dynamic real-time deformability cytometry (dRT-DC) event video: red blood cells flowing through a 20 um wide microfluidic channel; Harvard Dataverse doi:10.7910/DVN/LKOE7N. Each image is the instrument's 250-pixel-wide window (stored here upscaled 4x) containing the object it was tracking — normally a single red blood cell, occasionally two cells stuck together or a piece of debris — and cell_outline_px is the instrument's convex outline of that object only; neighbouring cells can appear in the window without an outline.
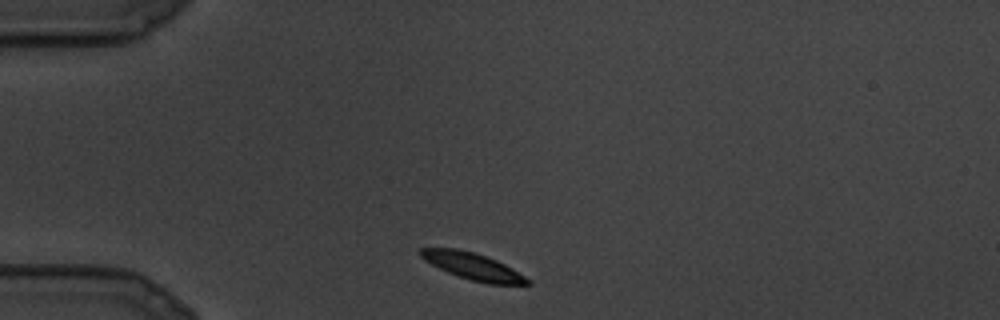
{"species": "common noctule bat (a hibernating species)", "species_latin": "Nyctalus noctula", "temperature_condition": "cold", "stored_images_in_passage": 4, "camera_frame_rate_fps": 3000, "um_per_image_px": 0.085, "animal": {"sex": "male", "body_mass_g": 19.5, "forearm_length_mm": 54.6}, "frame": {"image": 1, "passage_image": 1, "time_ms": 0.0, "image_size_px": [1000, 320], "cell_outline_px": [[532, 284], [488, 284], [472, 280], [448, 272], [424, 260], [416, 252], [420, 248], [460, 248], [476, 252], [496, 260], [512, 268], [532, 280]], "centroid_in_image_um": [40.19, 22.61], "position_along_channel_um": 44.8, "area_um2": 16.76}}
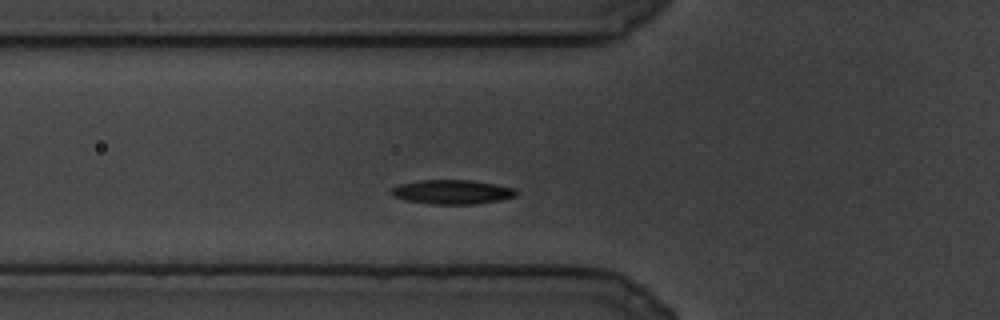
{"frame": {"image": 2, "passage_image": 4, "time_ms": 1.0, "image_size_px": [1000, 320], "cell_outline_px": [[516, 196], [500, 200], [472, 204], [432, 204], [408, 200], [392, 196], [392, 188], [400, 184], [416, 180], [472, 180], [516, 188]], "centroid_in_image_um": [38.44, 16.31], "position_along_channel_um": 87.4, "area_um2": 17.51}}